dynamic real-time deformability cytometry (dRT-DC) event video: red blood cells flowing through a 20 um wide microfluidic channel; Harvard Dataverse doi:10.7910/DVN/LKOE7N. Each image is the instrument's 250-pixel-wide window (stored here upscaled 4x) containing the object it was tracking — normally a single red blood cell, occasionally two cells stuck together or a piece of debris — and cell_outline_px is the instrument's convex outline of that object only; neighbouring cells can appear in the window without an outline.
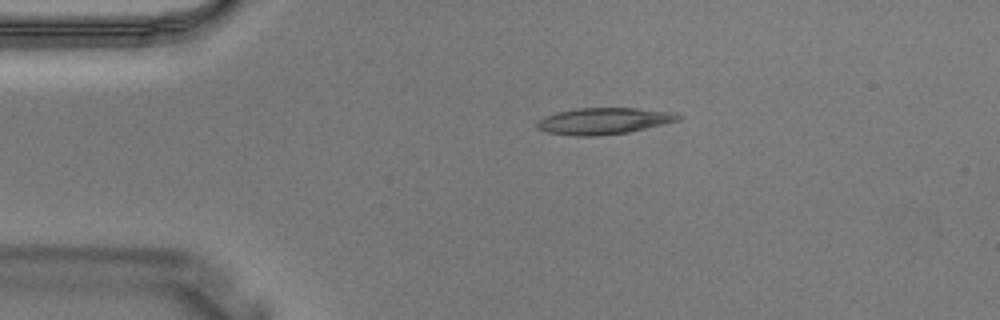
{"species": "Egyptian fruit bat (a non-hibernating species)", "species_latin": "Rousettus aegyptiacus", "temperature_condition": "warm", "stored_images_in_passage": 4, "camera_frame_rate_fps": 3000, "um_per_image_px": 0.085, "animal": {"sex": "male"}, "frame": {"image": 1, "passage_image": 2, "time_ms": 0.333, "image_size_px": [1000, 320], "cell_outline_px": [[684, 116], [680, 120], [664, 124], [628, 132], [600, 136], [576, 136], [548, 132], [536, 128], [536, 120], [544, 116], [556, 112], [576, 108], [636, 108], [676, 112]], "centroid_in_image_um": [51.33, 10.28], "position_along_channel_um": 33.7, "area_um2": 22.08}}
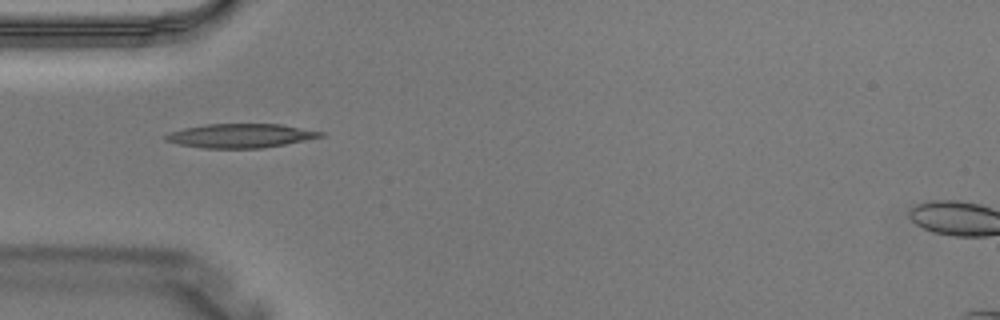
{"frame": {"image": 2, "passage_image": 3, "time_ms": 0.667, "image_size_px": [1000, 320], "cell_outline_px": [[324, 136], [264, 148], [204, 148], [180, 144], [164, 140], [164, 136], [168, 132], [184, 128], [208, 124], [280, 124], [324, 132]], "centroid_in_image_um": [20.42, 11.53], "position_along_channel_um": 64.6, "area_um2": 21.5}}